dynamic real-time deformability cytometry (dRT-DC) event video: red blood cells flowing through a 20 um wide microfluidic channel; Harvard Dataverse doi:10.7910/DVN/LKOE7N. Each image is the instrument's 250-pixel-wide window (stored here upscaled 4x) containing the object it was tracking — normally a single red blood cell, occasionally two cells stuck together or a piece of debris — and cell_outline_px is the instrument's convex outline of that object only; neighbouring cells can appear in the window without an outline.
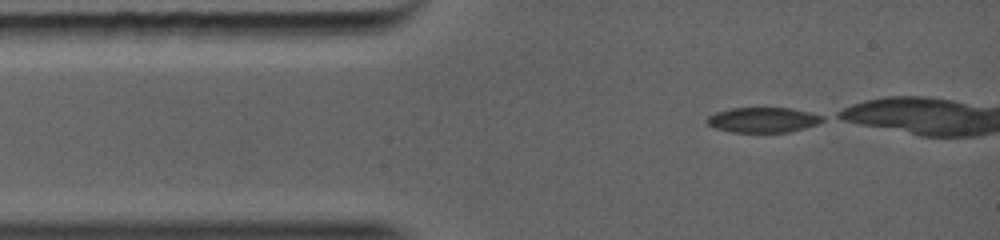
{"species": "common noctule bat (a hibernating species)", "species_latin": "Nyctalus noctula", "temperature_condition": "warm", "stored_images_in_passage": 24, "camera_frame_rate_fps": 5000, "um_per_image_px": 0.085, "animal": {"sex": "female", "body_mass_g": 19.0, "forearm_length_mm": 56.7}, "frame": {"image": 1, "passage_image": 1, "time_ms": 0.0, "image_size_px": [1000, 240], "cell_outline_px": [[820, 120], [812, 124], [800, 128], [784, 132], [740, 132], [720, 128], [708, 124], [708, 120], [712, 116], [720, 112], [736, 108], [784, 108], [816, 116]], "centroid_in_image_um": [64.75, 10.2], "position_along_channel_um": 20.3, "area_um2": 15.2}}
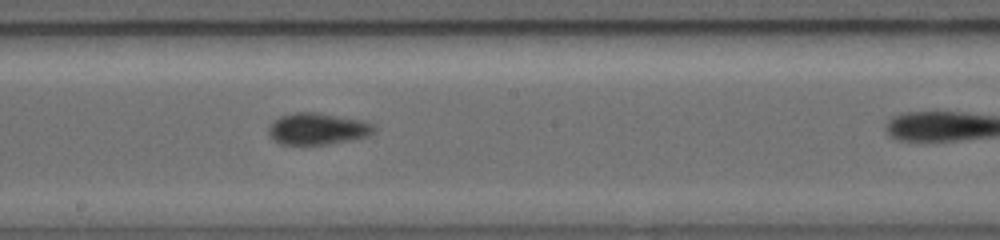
{"frame": {"image": 2, "passage_image": 13, "time_ms": 4.8, "image_size_px": [1000, 240], "cell_outline_px": [[364, 132], [352, 136], [320, 144], [288, 144], [280, 140], [272, 132], [272, 128], [276, 120], [284, 116], [300, 112], [308, 112], [328, 116], [360, 124], [364, 128]], "centroid_in_image_um": [26.65, 10.94], "position_along_channel_um": 221.6, "area_um2": 15.43}}
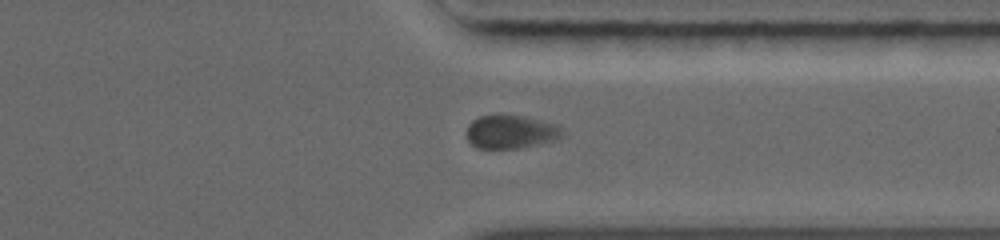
{"frame": {"image": 3, "passage_image": 21, "time_ms": 7.8, "image_size_px": [1000, 240], "cell_outline_px": [[548, 136], [512, 148], [480, 148], [468, 136], [468, 128], [480, 116], [516, 116], [548, 128]], "centroid_in_image_um": [42.91, 11.21], "position_along_channel_um": 368.5, "area_um2": 14.51}}